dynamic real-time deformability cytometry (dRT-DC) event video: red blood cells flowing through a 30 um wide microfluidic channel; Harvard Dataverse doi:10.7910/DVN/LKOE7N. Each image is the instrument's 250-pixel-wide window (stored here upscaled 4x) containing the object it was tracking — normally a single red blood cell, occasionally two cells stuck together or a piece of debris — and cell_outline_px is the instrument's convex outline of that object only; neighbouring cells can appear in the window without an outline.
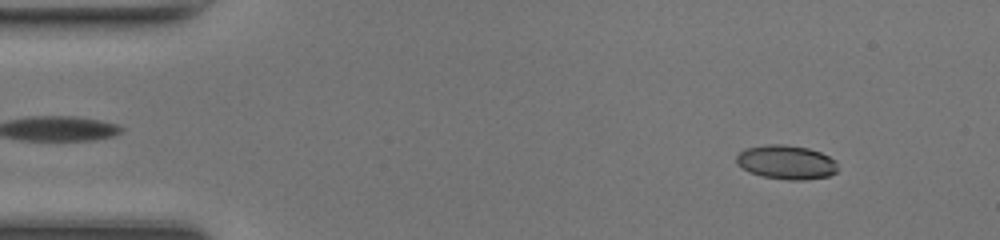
{"species": "common noctule bat (a hibernating species)", "species_latin": "Nyctalus noctula", "temperature_condition": "room temperature", "stored_images_in_passage": 48, "camera_frame_rate_fps": 3000, "um_per_image_px": 0.085, "animal": {"sex": "female", "body_mass_g": 17.0, "forearm_length_mm": 48.0}, "frame": {"image": 1, "passage_image": 5, "time_ms": 1.333, "image_size_px": [1000, 240], "cell_outline_px": [[840, 168], [836, 172], [828, 176], [804, 180], [788, 180], [764, 176], [748, 172], [736, 164], [736, 156], [740, 152], [748, 148], [768, 144], [784, 144], [808, 148], [820, 152], [836, 160]], "centroid_in_image_um": [66.86, 13.79], "position_along_channel_um": 18.1, "area_um2": 20.23}}
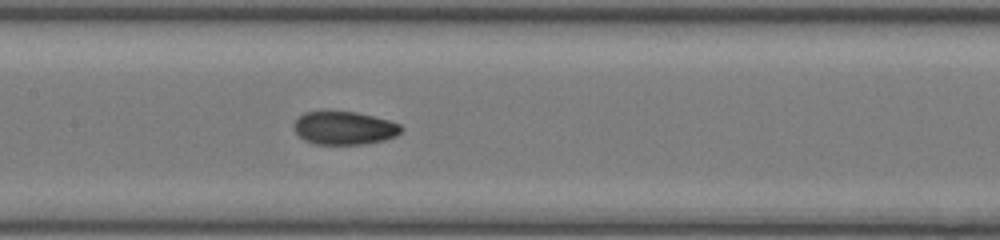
{"frame": {"image": 2, "passage_image": 23, "time_ms": 7.333, "image_size_px": [1000, 240], "cell_outline_px": [[404, 128], [396, 136], [384, 140], [364, 144], [316, 144], [304, 140], [296, 132], [292, 124], [304, 112], [356, 112], [388, 120], [400, 124]], "centroid_in_image_um": [29.27, 10.89], "position_along_channel_um": 178.1, "area_um2": 20.58}}
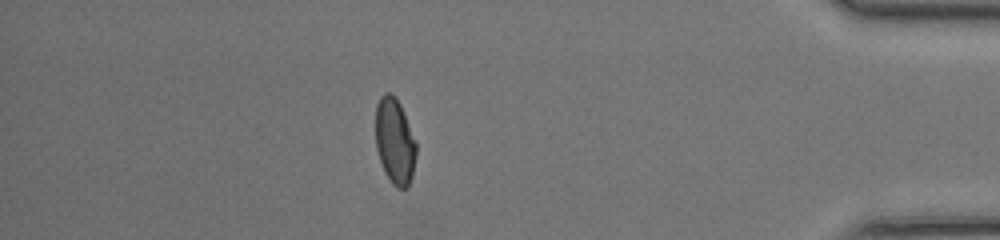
{"frame": {"image": 3, "passage_image": 42, "time_ms": 13.667, "image_size_px": [1000, 240], "cell_outline_px": [[416, 156], [412, 176], [408, 188], [396, 188], [392, 184], [384, 172], [376, 148], [376, 104], [380, 96], [384, 92], [388, 92], [396, 96], [400, 104], [416, 144]], "centroid_in_image_um": [33.54, 12.01], "position_along_channel_um": 401.7, "area_um2": 20.35}, "authors_computed_cell_mechanics": {"area_um2": 20.4612, "velocity_mm_per_s": 4.2699, "shape_relaxation_time_tau1_ms": 4.2418, "shape_relaxation_time_tau2_ms": 1.1766, "deformation_change_tau1": 0.1645, "deformation_change_tau2": 0.0505}}